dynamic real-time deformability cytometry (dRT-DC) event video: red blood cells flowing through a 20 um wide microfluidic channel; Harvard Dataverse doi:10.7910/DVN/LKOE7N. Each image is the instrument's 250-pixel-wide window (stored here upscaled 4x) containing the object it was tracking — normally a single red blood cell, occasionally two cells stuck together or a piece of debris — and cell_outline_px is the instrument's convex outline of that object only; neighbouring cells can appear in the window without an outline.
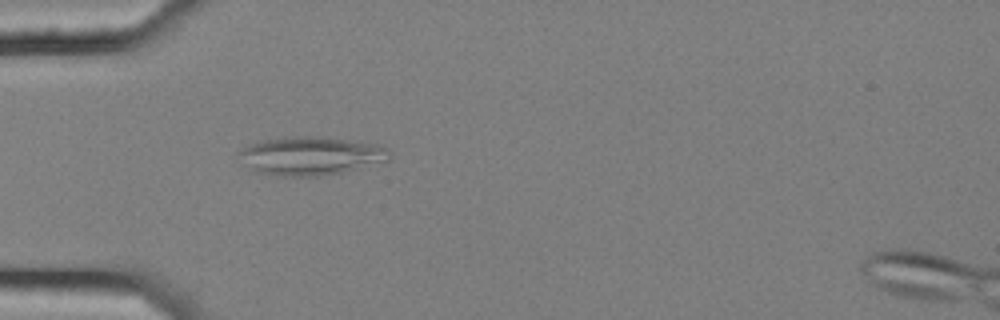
{"species": "common noctule bat (a hibernating species)", "species_latin": "Nyctalus noctula", "temperature_condition": "cold", "stored_images_in_passage": 2, "camera_frame_rate_fps": 3000, "um_per_image_px": 0.085, "animal": {"sex": "female", "body_mass_g": 25.1}, "frame": {"image": 1, "passage_image": 2, "time_ms": 0.333, "image_size_px": [1000, 320], "cell_outline_px": [[392, 152], [388, 160], [340, 172], [316, 176], [284, 176], [260, 172], [252, 168], [236, 152], [252, 144], [264, 140], [284, 136], [320, 136], [376, 144], [388, 148]], "centroid_in_image_um": [26.45, 13.22], "position_along_channel_um": 58.5, "area_um2": 33.06}}